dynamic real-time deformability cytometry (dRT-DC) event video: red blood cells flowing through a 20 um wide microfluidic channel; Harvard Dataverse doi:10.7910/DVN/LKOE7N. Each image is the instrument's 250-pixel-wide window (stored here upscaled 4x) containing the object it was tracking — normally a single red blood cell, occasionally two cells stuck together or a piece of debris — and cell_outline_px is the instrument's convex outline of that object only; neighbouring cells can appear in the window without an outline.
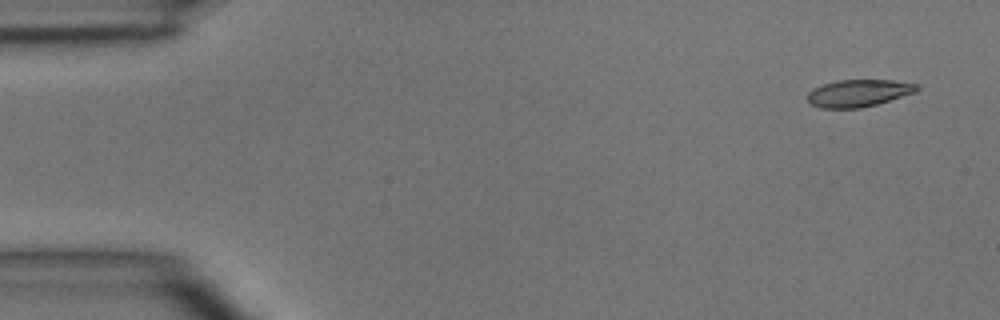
{"species": "common noctule bat (a hibernating species)", "species_latin": "Nyctalus noctula", "temperature_condition": "room temperature", "stored_images_in_passage": 4, "camera_frame_rate_fps": 3000, "um_per_image_px": 0.085, "animal": {"sex": "male", "body_mass_g": 15.6}, "frame": {"image": 1, "passage_image": 1, "time_ms": 0.0, "image_size_px": [1000, 320], "cell_outline_px": [[920, 88], [916, 92], [876, 104], [860, 108], [820, 108], [812, 104], [808, 100], [808, 92], [812, 88], [836, 80], [892, 80], [916, 84]], "centroid_in_image_um": [72.96, 7.91], "position_along_channel_um": 12.0, "area_um2": 17.22}}
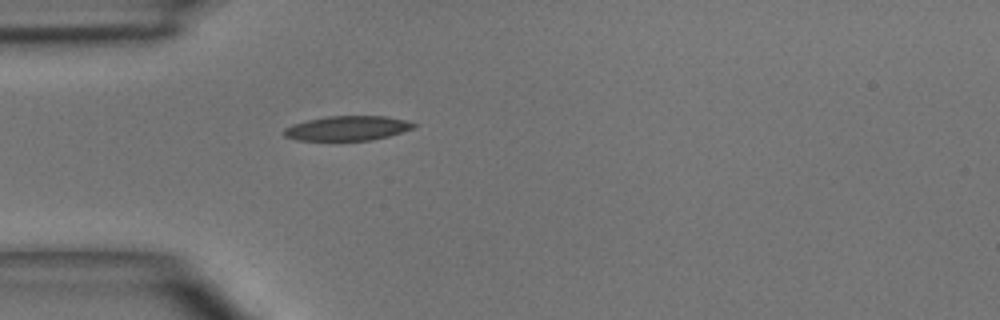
{"frame": {"image": 2, "passage_image": 4, "time_ms": 3.667, "image_size_px": [1000, 320], "cell_outline_px": [[416, 128], [388, 136], [372, 140], [296, 140], [284, 136], [284, 128], [292, 124], [308, 120], [328, 116], [388, 116], [404, 120], [416, 124]], "centroid_in_image_um": [29.54, 10.9], "position_along_channel_um": 55.5, "area_um2": 18.55}}